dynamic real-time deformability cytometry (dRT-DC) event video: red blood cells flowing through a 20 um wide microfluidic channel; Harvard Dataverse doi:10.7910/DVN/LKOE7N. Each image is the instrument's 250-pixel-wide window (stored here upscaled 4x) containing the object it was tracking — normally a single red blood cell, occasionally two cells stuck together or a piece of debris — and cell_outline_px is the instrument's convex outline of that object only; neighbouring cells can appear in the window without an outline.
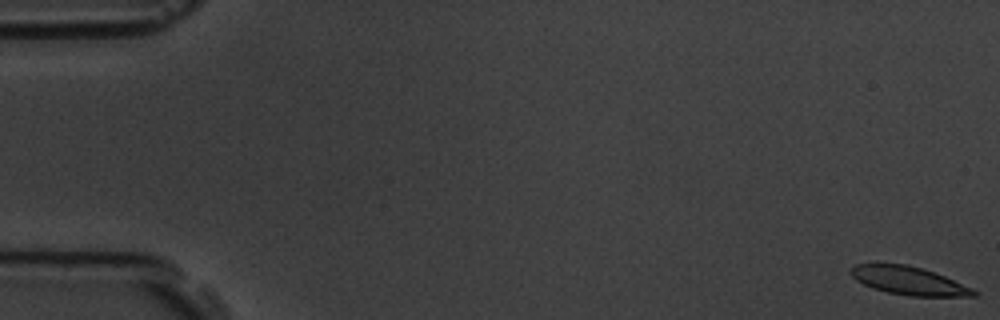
{"species": "common noctule bat (a hibernating species)", "species_latin": "Nyctalus noctula", "temperature_condition": "room temperature", "stored_images_in_passage": 59, "camera_frame_rate_fps": 3000, "um_per_image_px": 0.085, "animal": {"sex": "male", "body_mass_g": 19.5, "forearm_length_mm": 54.6}, "frame": {"image": 1, "passage_image": 1, "time_ms": 0.0, "image_size_px": [1000, 320], "cell_outline_px": [[980, 292], [976, 296], [908, 296], [888, 292], [872, 288], [856, 280], [852, 276], [852, 268], [856, 264], [908, 264], [944, 276], [972, 288]], "centroid_in_image_um": [77.28, 23.87], "position_along_channel_um": 7.7, "area_um2": 19.88}}
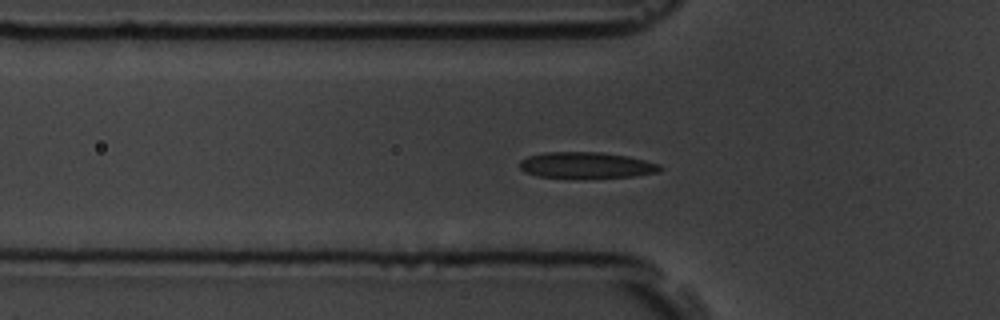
{"frame": {"image": 2, "passage_image": 20, "time_ms": 6.333, "image_size_px": [1000, 320], "cell_outline_px": [[664, 168], [660, 172], [636, 176], [536, 176], [524, 172], [520, 168], [520, 160], [528, 156], [544, 152], [600, 152], [628, 156], [660, 164]], "centroid_in_image_um": [49.86, 14.01], "position_along_channel_um": 75.9, "area_um2": 20.87}}
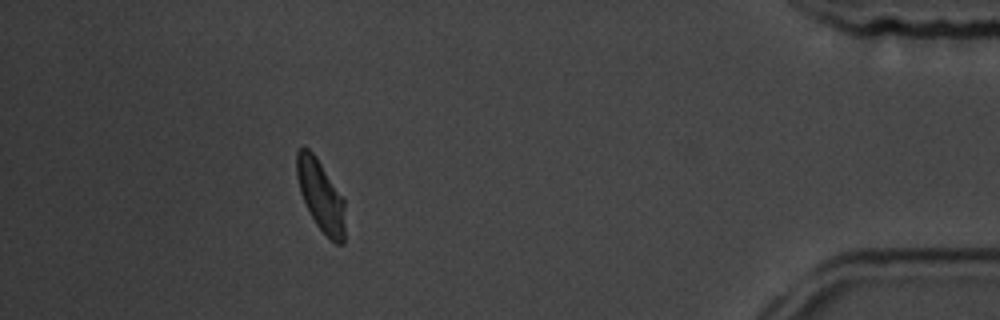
{"frame": {"image": 3, "passage_image": 53, "time_ms": 17.333, "image_size_px": [1000, 320], "cell_outline_px": [[344, 244], [336, 244], [316, 224], [300, 192], [296, 176], [296, 152], [300, 148], [308, 148], [316, 156], [344, 200]], "centroid_in_image_um": [27.25, 16.6], "position_along_channel_um": 408.0, "area_um2": 19.59}, "authors_computed_cell_mechanics": {"area_um2": 21.1548, "velocity_mm_per_s": 3.4958, "shape_relaxation_time_tau1_ms": 3.9315, "shape_relaxation_time_tau2_ms": 2.7509, "deformation_change_tau1": 0.1573, "deformation_change_tau2": 0.0549}}